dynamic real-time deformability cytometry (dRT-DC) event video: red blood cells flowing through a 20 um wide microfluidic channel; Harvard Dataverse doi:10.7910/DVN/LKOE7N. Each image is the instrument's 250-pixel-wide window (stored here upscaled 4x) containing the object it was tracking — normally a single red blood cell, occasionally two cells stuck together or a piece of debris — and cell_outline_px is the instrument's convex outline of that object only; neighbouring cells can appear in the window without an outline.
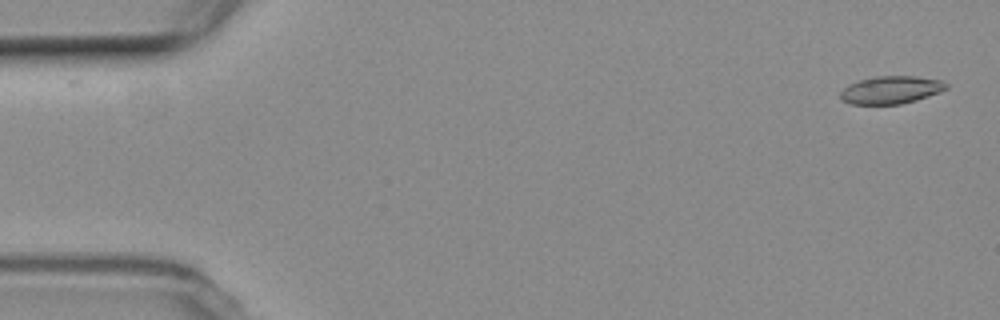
{"species": "common noctule bat (a hibernating species)", "species_latin": "Nyctalus noctula", "temperature_condition": "room temperature", "stored_images_in_passage": 5, "segment_of_instrument_passage": [1, 2], "camera_frame_rate_fps": 3000, "um_per_image_px": 0.085, "animal": {"sex": "female", "body_mass_g": 19.3, "forearm_length_mm": 54.1}, "frame": {"image": 1, "passage_image": 1, "time_ms": 0.0, "image_size_px": [1000, 320], "cell_outline_px": [[948, 88], [940, 92], [916, 100], [900, 104], [852, 104], [844, 100], [840, 96], [840, 92], [848, 84], [860, 80], [876, 76], [916, 76], [944, 80], [948, 84]], "centroid_in_image_um": [75.78, 7.63], "position_along_channel_um": 9.2, "area_um2": 17.11}}